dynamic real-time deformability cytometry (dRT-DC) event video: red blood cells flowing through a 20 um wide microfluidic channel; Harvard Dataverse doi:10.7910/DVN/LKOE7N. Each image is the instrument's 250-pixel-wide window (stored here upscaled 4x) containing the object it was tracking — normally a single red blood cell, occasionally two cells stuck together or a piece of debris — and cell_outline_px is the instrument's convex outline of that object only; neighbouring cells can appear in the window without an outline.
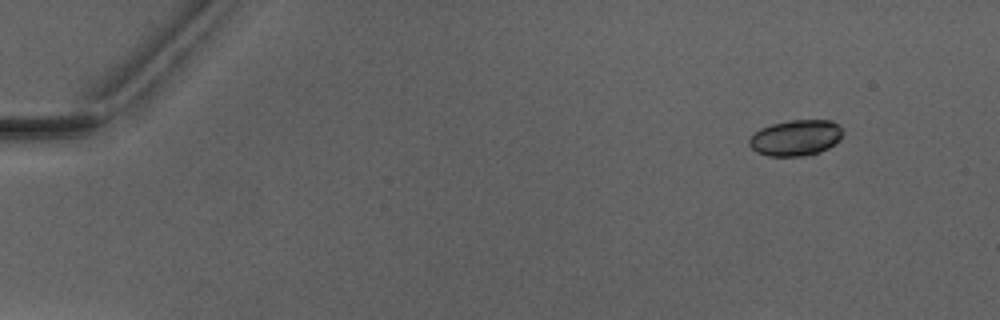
{"species": "Egyptian fruit bat (a non-hibernating species)", "species_latin": "Rousettus aegyptiacus", "temperature_condition": "warm", "stored_images_in_passage": 4, "camera_frame_rate_fps": 3000, "um_per_image_px": 0.085, "animal": {"sex": "male"}, "frame": {"image": 1, "passage_image": 1, "time_ms": 0.0, "image_size_px": [1000, 320], "cell_outline_px": [[844, 132], [828, 148], [820, 152], [804, 156], [768, 156], [756, 152], [748, 144], [748, 140], [760, 128], [772, 124], [788, 120], [832, 120], [840, 124]], "centroid_in_image_um": [67.63, 11.7], "position_along_channel_um": 17.4, "area_um2": 19.59}}